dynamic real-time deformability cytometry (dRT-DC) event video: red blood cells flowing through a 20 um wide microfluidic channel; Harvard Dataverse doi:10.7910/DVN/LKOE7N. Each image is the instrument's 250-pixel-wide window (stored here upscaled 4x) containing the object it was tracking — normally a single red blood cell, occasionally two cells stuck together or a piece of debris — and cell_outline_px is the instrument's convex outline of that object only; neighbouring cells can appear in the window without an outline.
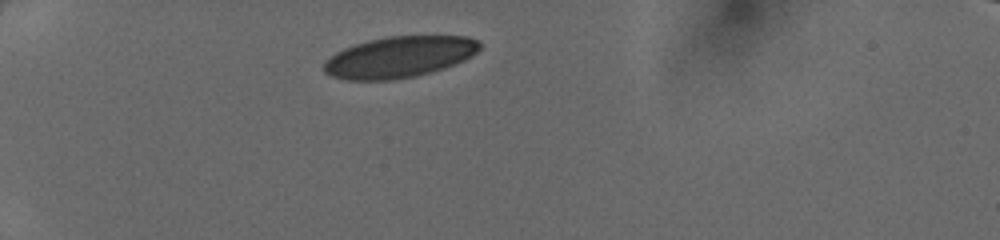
{"species": "human", "species_latin": "Homo sapiens", "temperature_condition": "cold", "stored_images_in_passage": 25, "camera_frame_rate_fps": 3000, "um_per_image_px": 0.085, "donor": {"sex": "female"}, "frame": {"image": 1, "passage_image": 1, "time_ms": 0.0, "image_size_px": [1000, 240], "cell_outline_px": [[480, 48], [472, 56], [456, 64], [444, 68], [416, 76], [392, 80], [348, 80], [332, 76], [324, 72], [324, 60], [336, 52], [344, 48], [368, 40], [388, 36], [468, 36], [480, 40]], "centroid_in_image_um": [33.95, 4.84], "position_along_channel_um": 51.0, "area_um2": 37.51}}
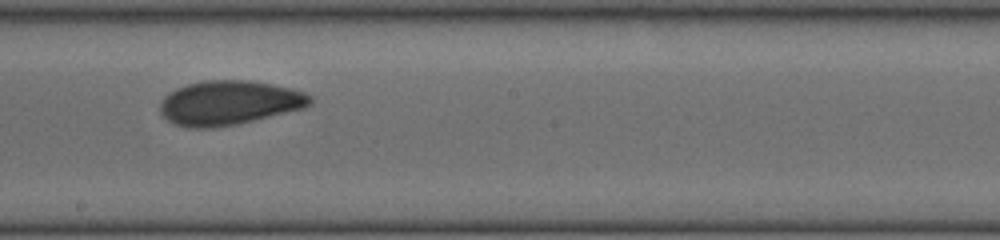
{"frame": {"image": 2, "passage_image": 13, "time_ms": 4.0, "image_size_px": [1000, 240], "cell_outline_px": [[312, 104], [304, 108], [236, 124], [208, 128], [192, 128], [176, 124], [168, 120], [160, 112], [160, 100], [168, 92], [176, 88], [188, 84], [204, 80], [252, 80], [292, 88], [304, 92], [312, 96]], "centroid_in_image_um": [19.47, 8.72], "position_along_channel_um": 228.7, "area_um2": 38.78}}
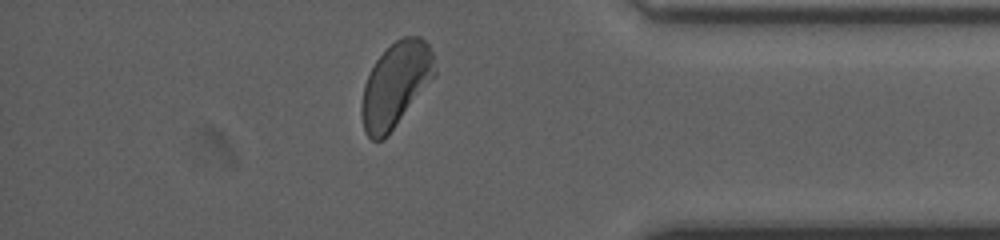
{"frame": {"image": 3, "passage_image": 22, "time_ms": 7.0, "image_size_px": [1000, 240], "cell_outline_px": [[436, 76], [388, 136], [384, 140], [372, 140], [368, 136], [364, 128], [360, 112], [360, 108], [364, 84], [376, 60], [396, 40], [404, 36], [420, 36], [428, 44], [432, 52], [436, 72]], "centroid_in_image_um": [33.64, 7.22], "position_along_channel_um": 401.6, "area_um2": 36.07}}